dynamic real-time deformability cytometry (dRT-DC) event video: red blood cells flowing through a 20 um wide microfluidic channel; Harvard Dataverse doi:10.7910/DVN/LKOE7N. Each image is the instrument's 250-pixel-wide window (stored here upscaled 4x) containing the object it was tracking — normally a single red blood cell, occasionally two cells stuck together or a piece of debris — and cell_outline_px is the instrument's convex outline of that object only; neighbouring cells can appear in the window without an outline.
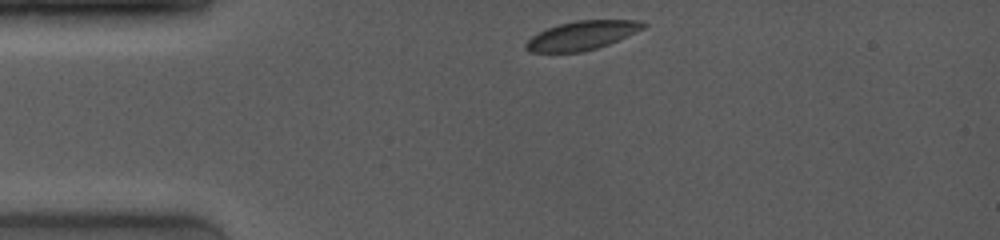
{"species": "common noctule bat (a hibernating species)", "species_latin": "Nyctalus noctula", "temperature_condition": "room temperature", "stored_images_in_passage": 45, "camera_frame_rate_fps": 4000, "um_per_image_px": 0.085, "animal": {"sex": "female", "body_mass_g": 19.0, "forearm_length_mm": 53.3}, "frame": {"image": 1, "passage_image": 1, "time_ms": 0.0, "image_size_px": [1000, 240], "cell_outline_px": [[648, 24], [644, 28], [628, 36], [608, 44], [596, 48], [580, 52], [528, 52], [524, 48], [524, 44], [532, 36], [548, 28], [560, 24], [576, 20], [640, 20]], "centroid_in_image_um": [49.47, 3.01], "position_along_channel_um": 35.5, "area_um2": 19.65}}
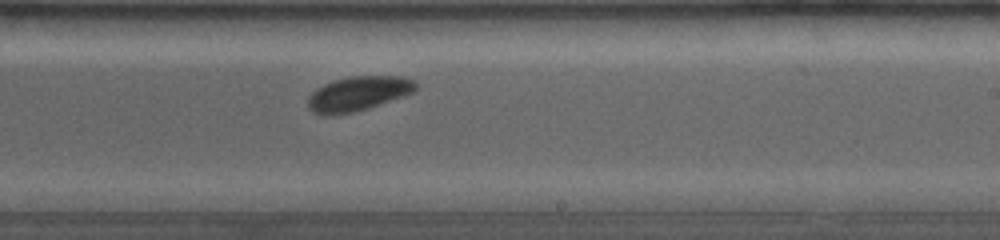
{"frame": {"image": 2, "passage_image": 27, "time_ms": 6.5, "image_size_px": [1000, 240], "cell_outline_px": [[416, 88], [412, 92], [368, 108], [352, 112], [332, 116], [320, 116], [312, 112], [308, 108], [308, 100], [312, 92], [316, 88], [332, 80], [352, 76], [400, 76], [416, 80]], "centroid_in_image_um": [30.38, 7.96], "position_along_channel_um": 258.6, "area_um2": 21.68}}
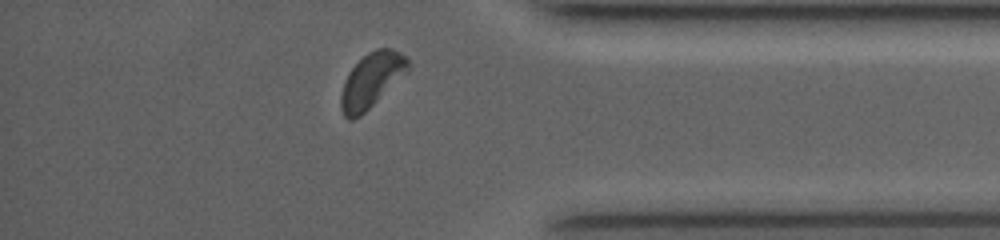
{"frame": {"image": 3, "passage_image": 42, "time_ms": 10.25, "image_size_px": [1000, 240], "cell_outline_px": [[412, 64], [408, 72], [360, 116], [352, 120], [348, 120], [344, 116], [340, 108], [340, 96], [344, 80], [348, 72], [368, 52], [376, 48], [392, 48], [400, 52]], "centroid_in_image_um": [31.58, 6.82], "position_along_channel_um": 403.6, "area_um2": 21.44}, "authors_computed_cell_mechanics": {"area_um2": 21.4438, "velocity_mm_per_s": 4.0226, "shape_relaxation_time_tau1_ms": 1.3573, "shape_relaxation_time_tau2_ms": 4.1386, "deformation_change_tau1": 0.0588, "deformation_change_tau2": 0.0547}}